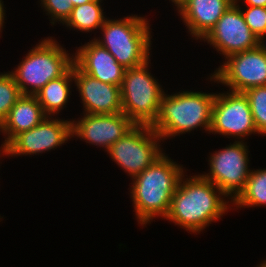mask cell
I'll return each instance as SVG.
<instances>
[{"label": "cell", "instance_id": "83f0119b", "mask_svg": "<svg viewBox=\"0 0 266 267\" xmlns=\"http://www.w3.org/2000/svg\"><path fill=\"white\" fill-rule=\"evenodd\" d=\"M71 1L73 3V7H77V6L83 5L85 3H88L92 0H71Z\"/></svg>", "mask_w": 266, "mask_h": 267}, {"label": "cell", "instance_id": "cb8c5ba5", "mask_svg": "<svg viewBox=\"0 0 266 267\" xmlns=\"http://www.w3.org/2000/svg\"><path fill=\"white\" fill-rule=\"evenodd\" d=\"M241 12L246 24L257 37L266 34V7L247 6Z\"/></svg>", "mask_w": 266, "mask_h": 267}, {"label": "cell", "instance_id": "e0dca14e", "mask_svg": "<svg viewBox=\"0 0 266 267\" xmlns=\"http://www.w3.org/2000/svg\"><path fill=\"white\" fill-rule=\"evenodd\" d=\"M46 117L47 115L35 95H22L0 125V132L5 136L1 147L4 148L21 132L37 126Z\"/></svg>", "mask_w": 266, "mask_h": 267}, {"label": "cell", "instance_id": "8fae6325", "mask_svg": "<svg viewBox=\"0 0 266 267\" xmlns=\"http://www.w3.org/2000/svg\"><path fill=\"white\" fill-rule=\"evenodd\" d=\"M240 1L235 0L202 39L225 59L233 54L257 47V36L245 22L241 12L243 7L238 4Z\"/></svg>", "mask_w": 266, "mask_h": 267}, {"label": "cell", "instance_id": "6da1fadb", "mask_svg": "<svg viewBox=\"0 0 266 267\" xmlns=\"http://www.w3.org/2000/svg\"><path fill=\"white\" fill-rule=\"evenodd\" d=\"M227 196L211 181L201 174L180 178L176 191L171 200V207L166 220L179 225L186 231L199 234L207 226L216 222L232 202L226 201ZM230 204V205H229Z\"/></svg>", "mask_w": 266, "mask_h": 267}, {"label": "cell", "instance_id": "277c9868", "mask_svg": "<svg viewBox=\"0 0 266 267\" xmlns=\"http://www.w3.org/2000/svg\"><path fill=\"white\" fill-rule=\"evenodd\" d=\"M100 30L101 39L93 37L94 40L124 68H135L149 61L152 32L147 18L138 15H127L119 20L106 18Z\"/></svg>", "mask_w": 266, "mask_h": 267}, {"label": "cell", "instance_id": "7a4b0ae2", "mask_svg": "<svg viewBox=\"0 0 266 267\" xmlns=\"http://www.w3.org/2000/svg\"><path fill=\"white\" fill-rule=\"evenodd\" d=\"M164 152L149 167L134 176L130 186L131 199L136 219L141 226L149 224L153 218L168 215L171 200L184 167L176 163Z\"/></svg>", "mask_w": 266, "mask_h": 267}, {"label": "cell", "instance_id": "4dcf8cb0", "mask_svg": "<svg viewBox=\"0 0 266 267\" xmlns=\"http://www.w3.org/2000/svg\"><path fill=\"white\" fill-rule=\"evenodd\" d=\"M0 148H1V150H0V157H1V155L4 156V148L3 147H0Z\"/></svg>", "mask_w": 266, "mask_h": 267}, {"label": "cell", "instance_id": "2e32d148", "mask_svg": "<svg viewBox=\"0 0 266 267\" xmlns=\"http://www.w3.org/2000/svg\"><path fill=\"white\" fill-rule=\"evenodd\" d=\"M235 0H187L177 11L188 32L202 40Z\"/></svg>", "mask_w": 266, "mask_h": 267}, {"label": "cell", "instance_id": "4316f807", "mask_svg": "<svg viewBox=\"0 0 266 267\" xmlns=\"http://www.w3.org/2000/svg\"><path fill=\"white\" fill-rule=\"evenodd\" d=\"M4 1L0 0V33H2V30H3V26H4V18L5 17V9H4V4H3ZM1 35V34H0Z\"/></svg>", "mask_w": 266, "mask_h": 267}, {"label": "cell", "instance_id": "4fadbf2b", "mask_svg": "<svg viewBox=\"0 0 266 267\" xmlns=\"http://www.w3.org/2000/svg\"><path fill=\"white\" fill-rule=\"evenodd\" d=\"M72 121V137L91 145L102 147L107 152L118 139L130 131L135 124L123 113L87 114Z\"/></svg>", "mask_w": 266, "mask_h": 267}, {"label": "cell", "instance_id": "484cf974", "mask_svg": "<svg viewBox=\"0 0 266 267\" xmlns=\"http://www.w3.org/2000/svg\"><path fill=\"white\" fill-rule=\"evenodd\" d=\"M246 6L266 7V0H243Z\"/></svg>", "mask_w": 266, "mask_h": 267}, {"label": "cell", "instance_id": "44dd1931", "mask_svg": "<svg viewBox=\"0 0 266 267\" xmlns=\"http://www.w3.org/2000/svg\"><path fill=\"white\" fill-rule=\"evenodd\" d=\"M244 94L249 100L258 133L266 136V85L247 89Z\"/></svg>", "mask_w": 266, "mask_h": 267}, {"label": "cell", "instance_id": "d4e9b609", "mask_svg": "<svg viewBox=\"0 0 266 267\" xmlns=\"http://www.w3.org/2000/svg\"><path fill=\"white\" fill-rule=\"evenodd\" d=\"M266 34L257 37V48L266 55Z\"/></svg>", "mask_w": 266, "mask_h": 267}, {"label": "cell", "instance_id": "8992f818", "mask_svg": "<svg viewBox=\"0 0 266 267\" xmlns=\"http://www.w3.org/2000/svg\"><path fill=\"white\" fill-rule=\"evenodd\" d=\"M150 61L135 68H127L120 87L122 112L135 125L154 124L165 93L162 85L149 72Z\"/></svg>", "mask_w": 266, "mask_h": 267}, {"label": "cell", "instance_id": "52a82bcc", "mask_svg": "<svg viewBox=\"0 0 266 267\" xmlns=\"http://www.w3.org/2000/svg\"><path fill=\"white\" fill-rule=\"evenodd\" d=\"M162 138L146 125H135L107 151L112 161L131 178L149 167L164 152Z\"/></svg>", "mask_w": 266, "mask_h": 267}, {"label": "cell", "instance_id": "ac0fdd59", "mask_svg": "<svg viewBox=\"0 0 266 267\" xmlns=\"http://www.w3.org/2000/svg\"><path fill=\"white\" fill-rule=\"evenodd\" d=\"M73 81L74 64L64 75L49 81L35 94L47 116H55L66 107L71 95L70 88H72Z\"/></svg>", "mask_w": 266, "mask_h": 267}, {"label": "cell", "instance_id": "f546056e", "mask_svg": "<svg viewBox=\"0 0 266 267\" xmlns=\"http://www.w3.org/2000/svg\"><path fill=\"white\" fill-rule=\"evenodd\" d=\"M256 267H266V260L261 261V263Z\"/></svg>", "mask_w": 266, "mask_h": 267}, {"label": "cell", "instance_id": "f1b7e54d", "mask_svg": "<svg viewBox=\"0 0 266 267\" xmlns=\"http://www.w3.org/2000/svg\"><path fill=\"white\" fill-rule=\"evenodd\" d=\"M169 1H172V3L175 4L178 10L187 0H169Z\"/></svg>", "mask_w": 266, "mask_h": 267}, {"label": "cell", "instance_id": "9c48e42d", "mask_svg": "<svg viewBox=\"0 0 266 267\" xmlns=\"http://www.w3.org/2000/svg\"><path fill=\"white\" fill-rule=\"evenodd\" d=\"M219 134L245 141V137L259 134L244 92L227 91L215 94L209 134Z\"/></svg>", "mask_w": 266, "mask_h": 267}, {"label": "cell", "instance_id": "5b68a950", "mask_svg": "<svg viewBox=\"0 0 266 267\" xmlns=\"http://www.w3.org/2000/svg\"><path fill=\"white\" fill-rule=\"evenodd\" d=\"M24 58L14 68L15 71H9L22 95H35L49 81L64 75L74 64V55L68 53L52 36L40 41Z\"/></svg>", "mask_w": 266, "mask_h": 267}, {"label": "cell", "instance_id": "7c38bea8", "mask_svg": "<svg viewBox=\"0 0 266 267\" xmlns=\"http://www.w3.org/2000/svg\"><path fill=\"white\" fill-rule=\"evenodd\" d=\"M72 138V121L47 116L37 126L15 136L5 147L4 155H39L55 150Z\"/></svg>", "mask_w": 266, "mask_h": 267}, {"label": "cell", "instance_id": "ba28073f", "mask_svg": "<svg viewBox=\"0 0 266 267\" xmlns=\"http://www.w3.org/2000/svg\"><path fill=\"white\" fill-rule=\"evenodd\" d=\"M248 153L247 142L235 139L234 143L210 153L209 172L201 175L211 181L227 196V199L233 202L244 190L251 171L248 166L250 163Z\"/></svg>", "mask_w": 266, "mask_h": 267}, {"label": "cell", "instance_id": "603a6c76", "mask_svg": "<svg viewBox=\"0 0 266 267\" xmlns=\"http://www.w3.org/2000/svg\"><path fill=\"white\" fill-rule=\"evenodd\" d=\"M40 6L42 9L44 8L45 14H47L50 19L51 25L56 24V22L62 23V25L66 22V20L70 17L73 3L71 0H40Z\"/></svg>", "mask_w": 266, "mask_h": 267}, {"label": "cell", "instance_id": "7402d4cb", "mask_svg": "<svg viewBox=\"0 0 266 267\" xmlns=\"http://www.w3.org/2000/svg\"><path fill=\"white\" fill-rule=\"evenodd\" d=\"M21 96L22 93L12 74L9 71L0 73V125Z\"/></svg>", "mask_w": 266, "mask_h": 267}, {"label": "cell", "instance_id": "d6986e66", "mask_svg": "<svg viewBox=\"0 0 266 267\" xmlns=\"http://www.w3.org/2000/svg\"><path fill=\"white\" fill-rule=\"evenodd\" d=\"M103 0H92L83 5L73 7L70 17L63 24L69 29L81 32H92L102 27L106 20L104 16V8H102Z\"/></svg>", "mask_w": 266, "mask_h": 267}, {"label": "cell", "instance_id": "30bf717a", "mask_svg": "<svg viewBox=\"0 0 266 267\" xmlns=\"http://www.w3.org/2000/svg\"><path fill=\"white\" fill-rule=\"evenodd\" d=\"M210 75V82L222 84L230 91L266 85V55L257 47L233 54Z\"/></svg>", "mask_w": 266, "mask_h": 267}, {"label": "cell", "instance_id": "3957f363", "mask_svg": "<svg viewBox=\"0 0 266 267\" xmlns=\"http://www.w3.org/2000/svg\"><path fill=\"white\" fill-rule=\"evenodd\" d=\"M215 94L191 90L171 95L164 93L157 119L151 128L162 142L199 127L209 133Z\"/></svg>", "mask_w": 266, "mask_h": 267}, {"label": "cell", "instance_id": "ffe728a7", "mask_svg": "<svg viewBox=\"0 0 266 267\" xmlns=\"http://www.w3.org/2000/svg\"><path fill=\"white\" fill-rule=\"evenodd\" d=\"M235 204V205H234ZM266 206V169L251 170L244 190L232 202V207Z\"/></svg>", "mask_w": 266, "mask_h": 267}, {"label": "cell", "instance_id": "5bb4252c", "mask_svg": "<svg viewBox=\"0 0 266 267\" xmlns=\"http://www.w3.org/2000/svg\"><path fill=\"white\" fill-rule=\"evenodd\" d=\"M74 83L83 103V113L115 114L122 112L120 87L104 83L82 72L74 64Z\"/></svg>", "mask_w": 266, "mask_h": 267}, {"label": "cell", "instance_id": "9a60e30c", "mask_svg": "<svg viewBox=\"0 0 266 267\" xmlns=\"http://www.w3.org/2000/svg\"><path fill=\"white\" fill-rule=\"evenodd\" d=\"M74 64L84 73L101 82L121 87L126 68L94 39L78 47Z\"/></svg>", "mask_w": 266, "mask_h": 267}]
</instances>
